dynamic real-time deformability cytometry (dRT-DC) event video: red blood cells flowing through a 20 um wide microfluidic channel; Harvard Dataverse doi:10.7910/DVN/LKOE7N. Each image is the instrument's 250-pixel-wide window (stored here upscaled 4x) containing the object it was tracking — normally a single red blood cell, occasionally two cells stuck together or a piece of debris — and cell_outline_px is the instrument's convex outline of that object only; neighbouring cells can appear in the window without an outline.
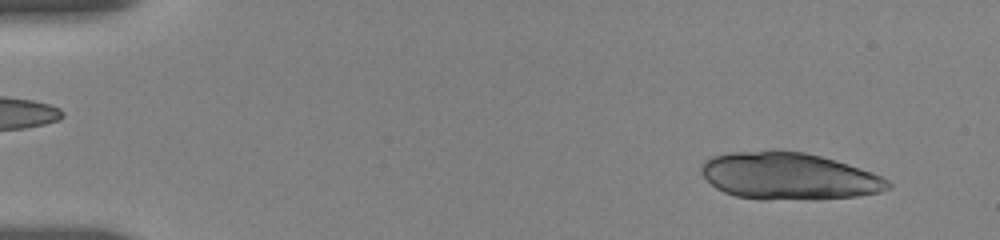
{"species": "human", "species_latin": "Homo sapiens", "temperature_condition": "room temperature", "stored_images_in_passage": 24, "camera_frame_rate_fps": 3000, "um_per_image_px": 0.085, "donor": {"sex": "female"}, "frame": {"image": 1, "passage_image": 5, "time_ms": 1.0, "image_size_px": [1000, 240], "cell_outline_px": [[892, 188], [880, 192], [856, 196], [764, 200], [760, 200], [736, 196], [724, 192], [716, 188], [700, 172], [700, 168], [704, 160], [712, 156], [728, 152], [776, 148], [804, 152], [820, 156], [848, 164], [872, 172], [888, 180], [892, 184]], "centroid_in_image_um": [66.99, 14.93], "position_along_channel_um": 18.0, "area_um2": 51.5}}
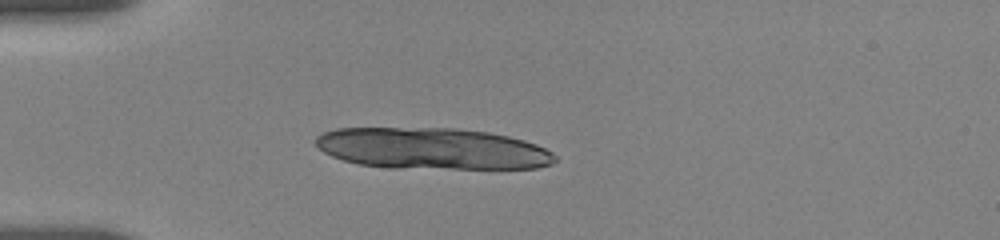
{"frame": {"image": 2, "passage_image": 20, "time_ms": 4.333, "image_size_px": [1000, 240], "cell_outline_px": [[556, 160], [552, 164], [536, 168], [392, 168], [360, 164], [344, 160], [332, 156], [324, 152], [316, 144], [316, 136], [324, 132], [336, 128], [456, 128], [488, 132], [508, 136], [524, 140], [536, 144], [552, 152], [556, 156]], "centroid_in_image_um": [36.75, 12.63], "position_along_channel_um": 48.3, "area_um2": 57.68}}